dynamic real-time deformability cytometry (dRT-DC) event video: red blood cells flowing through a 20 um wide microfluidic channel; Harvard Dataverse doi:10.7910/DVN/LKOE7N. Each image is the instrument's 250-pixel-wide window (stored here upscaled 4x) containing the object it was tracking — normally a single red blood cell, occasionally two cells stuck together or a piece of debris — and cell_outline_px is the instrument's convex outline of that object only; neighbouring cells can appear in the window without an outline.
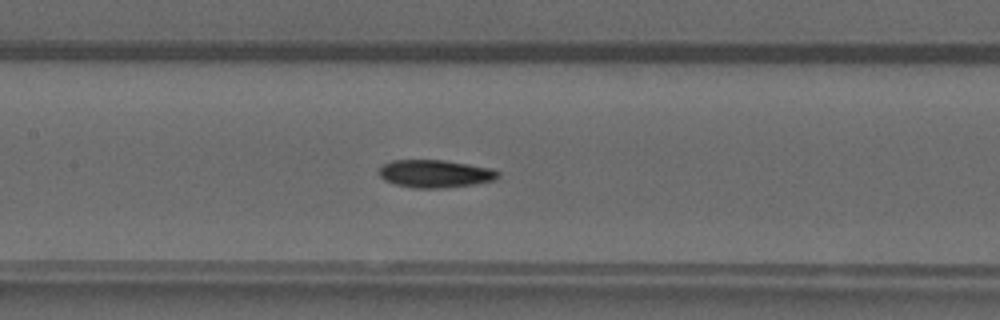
{"species": "common noctule bat (a hibernating species)", "species_latin": "Nyctalus noctula", "temperature_condition": "warm", "stored_images_in_passage": 49, "camera_frame_rate_fps": 3000, "um_per_image_px": 0.085, "animal": {"sex": "male", "forearm_length_mm": 52.5}, "frame": {"image": 1, "passage_image": 23, "time_ms": 7.333, "image_size_px": [1000, 320], "cell_outline_px": [[500, 176], [496, 180], [472, 184], [440, 188], [412, 188], [396, 184], [384, 180], [380, 176], [380, 168], [384, 164], [392, 160], [444, 160], [492, 168], [500, 172]], "centroid_in_image_um": [37.01, 14.76], "position_along_channel_um": 170.4, "area_um2": 19.19}}
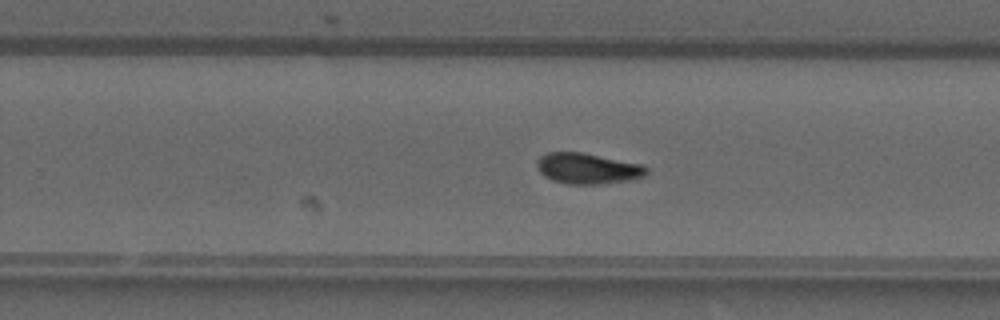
{"frame": {"image": 2, "passage_image": 31, "time_ms": 10.0, "image_size_px": [1000, 320], "cell_outline_px": [[648, 172], [644, 176], [628, 180], [600, 184], [568, 184], [552, 180], [544, 176], [540, 172], [536, 164], [536, 160], [540, 156], [548, 152], [584, 152], [640, 164], [648, 168]], "centroid_in_image_um": [49.92, 14.31], "position_along_channel_um": 279.9, "area_um2": 19.65}}
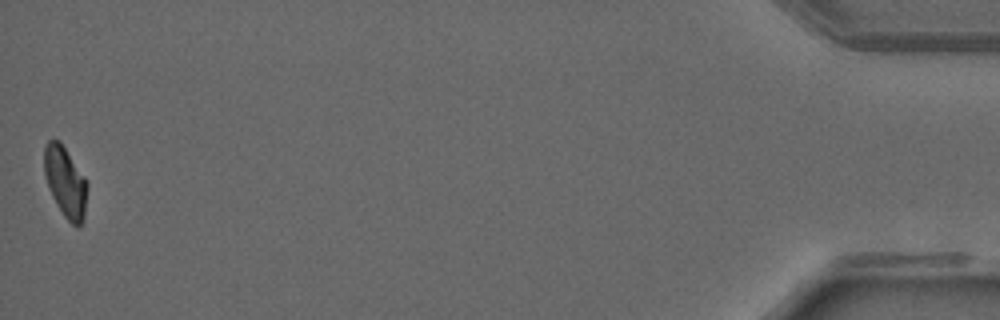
{"frame": {"image": 3, "passage_image": 49, "time_ms": 16.0, "image_size_px": [1000, 320], "cell_outline_px": [[88, 188], [84, 220], [80, 228], [76, 228], [64, 216], [56, 204], [48, 188], [44, 172], [44, 148], [48, 140], [60, 140], [84, 176], [88, 184]], "centroid_in_image_um": [5.57, 15.5], "position_along_channel_um": 429.6, "area_um2": 17.98}, "authors_computed_cell_mechanics": {"area_um2": 18.8428, "velocity_mm_per_s": 4.1223, "shape_relaxation_time_tau1_ms": 7.8224, "shape_relaxation_time_tau2_ms": 4.5652, "deformation_change_tau1": 0.2194, "deformation_change_tau2": 0.1083}}